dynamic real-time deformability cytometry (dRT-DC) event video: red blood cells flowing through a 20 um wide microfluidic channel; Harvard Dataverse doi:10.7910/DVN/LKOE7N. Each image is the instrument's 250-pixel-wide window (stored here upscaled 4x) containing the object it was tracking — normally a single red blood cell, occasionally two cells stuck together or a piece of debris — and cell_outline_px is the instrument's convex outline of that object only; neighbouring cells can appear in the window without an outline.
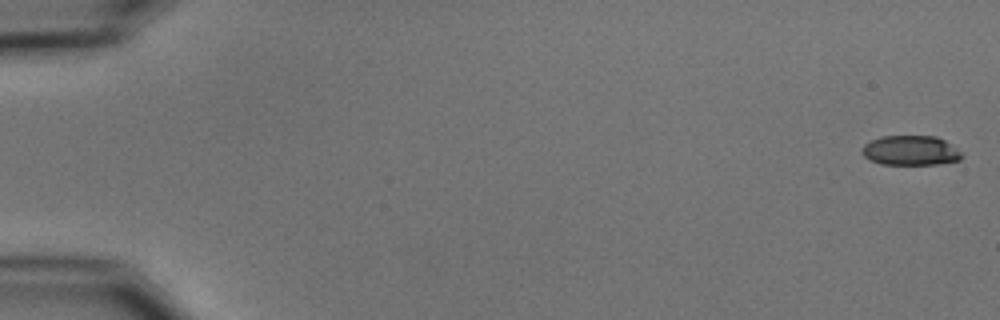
{"species": "common noctule bat (a hibernating species)", "species_latin": "Nyctalus noctula", "temperature_condition": "cold", "stored_images_in_passage": 5, "camera_frame_rate_fps": 3000, "um_per_image_px": 0.085, "animal": {"sex": "male", "body_mass_g": 15.6}, "frame": {"image": 1, "passage_image": 1, "time_ms": 0.0, "image_size_px": [1000, 320], "cell_outline_px": [[964, 156], [960, 160], [936, 164], [880, 164], [864, 156], [864, 144], [880, 136], [936, 136], [944, 140], [960, 152]], "centroid_in_image_um": [77.42, 12.79], "position_along_channel_um": 7.6, "area_um2": 16.99}}
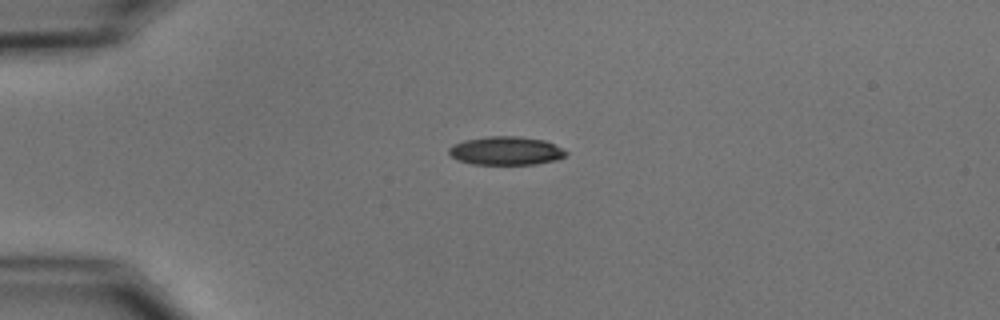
{"frame": {"image": 2, "passage_image": 4, "time_ms": 4.333, "image_size_px": [1000, 320], "cell_outline_px": [[568, 152], [564, 156], [556, 160], [536, 164], [472, 164], [456, 160], [448, 152], [448, 148], [452, 144], [464, 140], [488, 136], [516, 136], [544, 140]], "centroid_in_image_um": [42.95, 12.82], "position_along_channel_um": 42.1, "area_um2": 19.36}}